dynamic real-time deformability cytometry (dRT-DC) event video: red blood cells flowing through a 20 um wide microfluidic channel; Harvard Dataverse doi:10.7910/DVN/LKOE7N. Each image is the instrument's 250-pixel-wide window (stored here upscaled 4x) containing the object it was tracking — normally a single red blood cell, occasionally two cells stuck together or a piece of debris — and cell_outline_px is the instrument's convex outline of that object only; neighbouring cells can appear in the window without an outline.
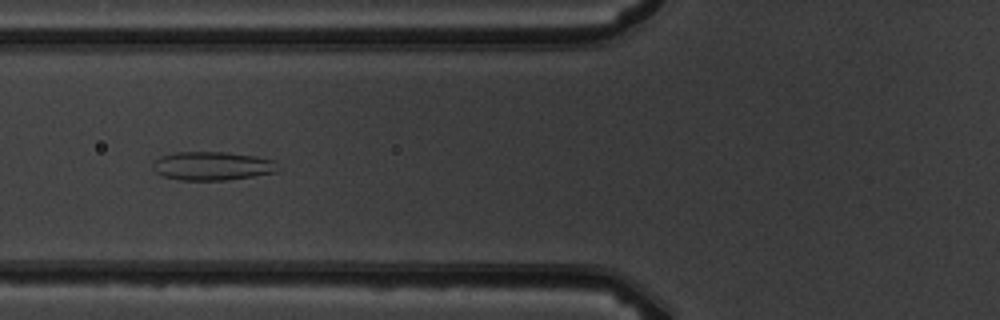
{"species": "common noctule bat (a hibernating species)", "species_latin": "Nyctalus noctula", "temperature_condition": "warm", "stored_images_in_passage": 7, "camera_frame_rate_fps": 3000, "um_per_image_px": 0.085, "animal": {"sex": "male", "body_mass_g": 19.5, "forearm_length_mm": 54.6}, "frame": {"image": 1, "passage_image": 6, "time_ms": 5.667, "image_size_px": [1000, 320], "cell_outline_px": [[276, 172], [228, 180], [180, 180], [164, 176], [156, 172], [152, 168], [152, 164], [160, 156], [176, 152], [224, 152], [252, 156], [272, 160]], "centroid_in_image_um": [17.95, 14.11], "position_along_channel_um": 107.8, "area_um2": 20.46}}
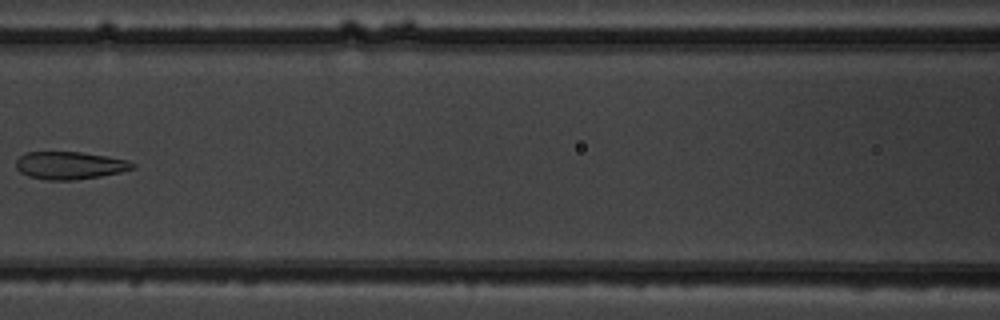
{"frame": {"image": 2, "passage_image": 7, "time_ms": 7.0, "image_size_px": [1000, 320], "cell_outline_px": [[136, 168], [120, 172], [100, 176], [72, 180], [48, 180], [28, 176], [20, 172], [16, 168], [16, 160], [20, 156], [28, 152], [80, 152], [128, 160], [136, 164]], "centroid_in_image_um": [5.93, 14.06], "position_along_channel_um": 160.7, "area_um2": 18.67}}